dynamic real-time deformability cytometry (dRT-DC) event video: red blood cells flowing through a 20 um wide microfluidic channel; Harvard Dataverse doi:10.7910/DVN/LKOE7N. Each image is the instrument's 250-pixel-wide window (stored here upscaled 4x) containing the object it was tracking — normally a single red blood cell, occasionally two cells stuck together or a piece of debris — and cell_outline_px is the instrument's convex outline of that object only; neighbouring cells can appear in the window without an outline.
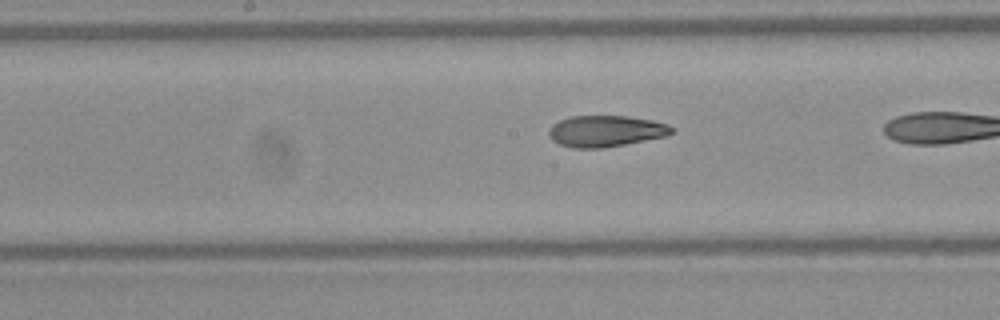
{"species": "Egyptian fruit bat (a non-hibernating species)", "species_latin": "Rousettus aegyptiacus", "temperature_condition": "warm", "stored_images_in_passage": 17, "camera_frame_rate_fps": 3000, "um_per_image_px": 0.085, "frame": {"image": 1, "passage_image": 10, "time_ms": 3.0, "image_size_px": [1000, 320], "cell_outline_px": [[676, 132], [668, 136], [624, 144], [600, 148], [572, 148], [560, 144], [552, 140], [548, 136], [548, 132], [552, 124], [560, 120], [572, 116], [628, 116], [652, 120], [668, 124], [676, 128]], "centroid_in_image_um": [51.53, 11.14], "position_along_channel_um": 196.7, "area_um2": 22.6}}